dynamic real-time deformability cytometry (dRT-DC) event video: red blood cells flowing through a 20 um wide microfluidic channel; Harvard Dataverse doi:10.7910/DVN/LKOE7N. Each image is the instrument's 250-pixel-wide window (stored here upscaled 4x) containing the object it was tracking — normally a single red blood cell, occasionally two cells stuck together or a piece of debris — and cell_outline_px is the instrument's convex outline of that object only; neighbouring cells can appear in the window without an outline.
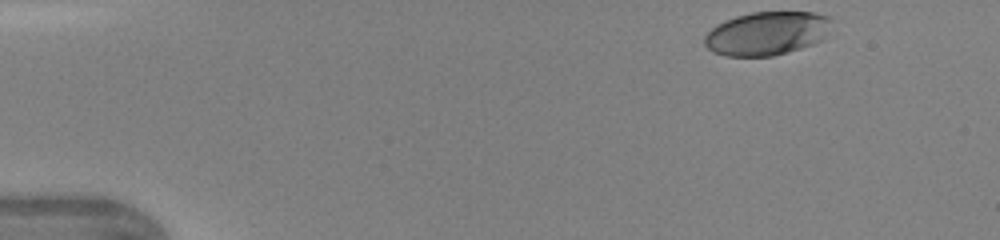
{"species": "human", "species_latin": "Homo sapiens", "temperature_condition": "warm", "stored_images_in_passage": 40, "camera_frame_rate_fps": 3000, "um_per_image_px": 0.085, "donor": {"sex": "female"}, "frame": {"image": 1, "passage_image": 1, "time_ms": 0.0, "image_size_px": [1000, 240], "cell_outline_px": [[828, 20], [820, 40], [812, 44], [788, 52], [772, 56], [724, 56], [712, 52], [704, 44], [704, 36], [716, 24], [736, 16], [752, 12], [812, 12], [828, 16]], "centroid_in_image_um": [65.06, 2.85], "position_along_channel_um": 19.9, "area_um2": 31.67}}
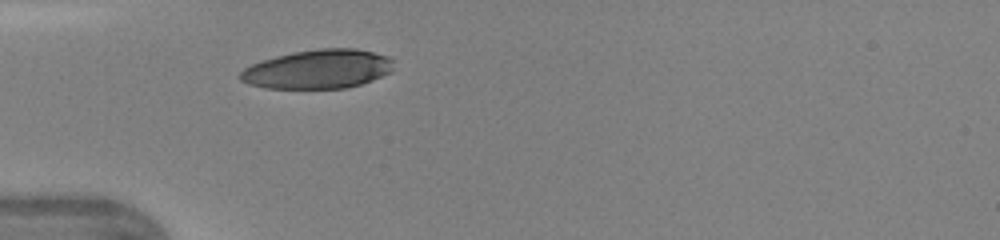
{"frame": {"image": 2, "passage_image": 10, "time_ms": 3.0, "image_size_px": [1000, 240], "cell_outline_px": [[392, 72], [372, 80], [360, 84], [344, 88], [264, 88], [248, 84], [240, 80], [236, 76], [244, 68], [252, 64], [276, 56], [292, 52], [320, 48], [356, 48], [388, 56], [392, 60]], "centroid_in_image_um": [27.0, 5.88], "position_along_channel_um": 58.0, "area_um2": 34.91}}
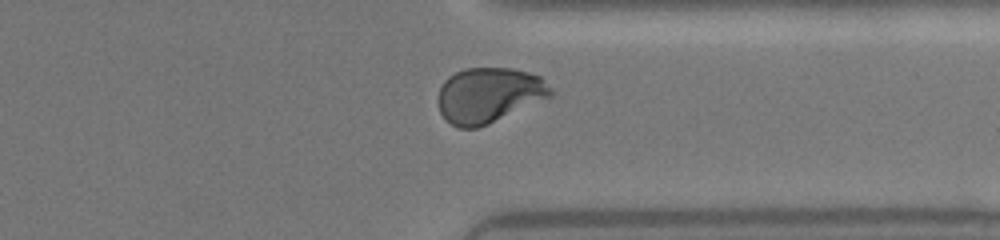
{"frame": {"image": 3, "passage_image": 31, "time_ms": 10.0, "image_size_px": [1000, 240], "cell_outline_px": [[556, 92], [552, 96], [488, 124], [476, 128], [460, 128], [452, 124], [440, 112], [436, 100], [440, 88], [444, 80], [448, 76], [464, 68], [512, 68], [528, 72], [540, 76]], "centroid_in_image_um": [41.55, 8.07], "position_along_channel_um": 369.8, "area_um2": 36.36}}